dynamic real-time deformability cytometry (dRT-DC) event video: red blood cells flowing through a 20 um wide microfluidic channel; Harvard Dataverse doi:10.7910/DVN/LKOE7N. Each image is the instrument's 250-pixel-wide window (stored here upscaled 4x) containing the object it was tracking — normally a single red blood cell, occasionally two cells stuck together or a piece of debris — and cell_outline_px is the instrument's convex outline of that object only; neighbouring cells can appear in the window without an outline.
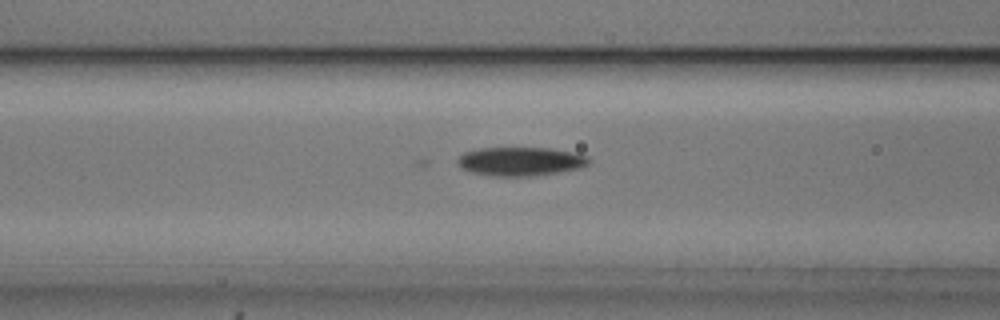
{"species": "common noctule bat (a hibernating species)", "species_latin": "Nyctalus noctula", "temperature_condition": "cold", "stored_images_in_passage": 54, "camera_frame_rate_fps": 3000, "um_per_image_px": 0.085, "animal": {"sex": "male", "body_mass_g": 20.5, "forearm_length_mm": 52.5}, "frame": {"image": 1, "passage_image": 21, "time_ms": 6.667, "image_size_px": [1000, 320], "cell_outline_px": [[588, 164], [580, 168], [560, 172], [532, 176], [496, 176], [472, 172], [460, 168], [456, 164], [456, 160], [464, 152], [480, 148], [548, 148], [572, 152], [588, 156]], "centroid_in_image_um": [44.21, 13.72], "position_along_channel_um": 122.4, "area_um2": 21.96}}
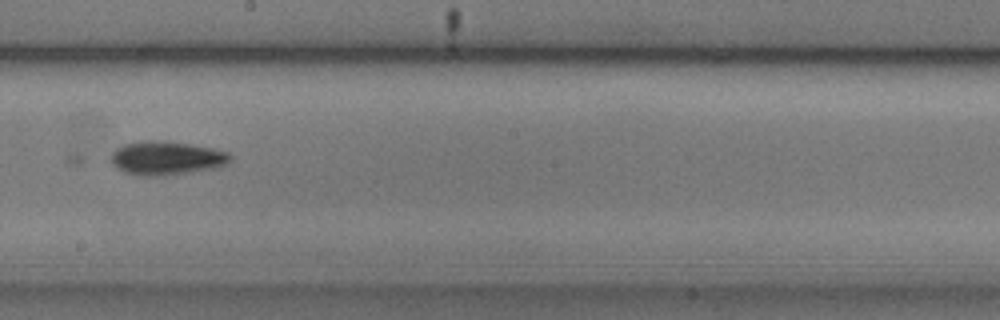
{"frame": {"image": 2, "passage_image": 30, "time_ms": 9.667, "image_size_px": [1000, 320], "cell_outline_px": [[232, 160], [224, 164], [212, 168], [192, 172], [156, 176], [140, 176], [124, 172], [116, 168], [112, 164], [112, 152], [116, 148], [124, 144], [144, 140], [156, 140], [188, 144], [212, 148], [228, 152], [232, 156]], "centroid_in_image_um": [14.12, 13.44], "position_along_channel_um": 234.1, "area_um2": 23.29}}
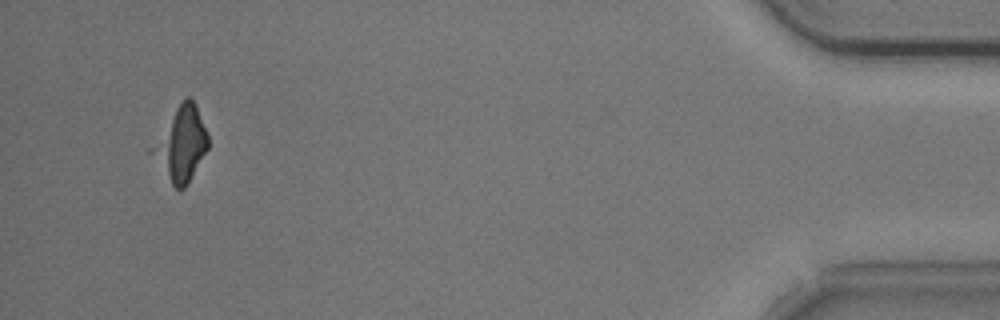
{"frame": {"image": 3, "passage_image": 51, "time_ms": 16.667, "image_size_px": [1000, 320], "cell_outline_px": [[208, 148], [184, 188], [176, 188], [172, 184], [160, 152], [160, 148], [176, 108], [184, 96], [192, 96], [196, 104], [208, 132]], "centroid_in_image_um": [15.67, 12.12], "position_along_channel_um": 419.5, "area_um2": 20.58}}